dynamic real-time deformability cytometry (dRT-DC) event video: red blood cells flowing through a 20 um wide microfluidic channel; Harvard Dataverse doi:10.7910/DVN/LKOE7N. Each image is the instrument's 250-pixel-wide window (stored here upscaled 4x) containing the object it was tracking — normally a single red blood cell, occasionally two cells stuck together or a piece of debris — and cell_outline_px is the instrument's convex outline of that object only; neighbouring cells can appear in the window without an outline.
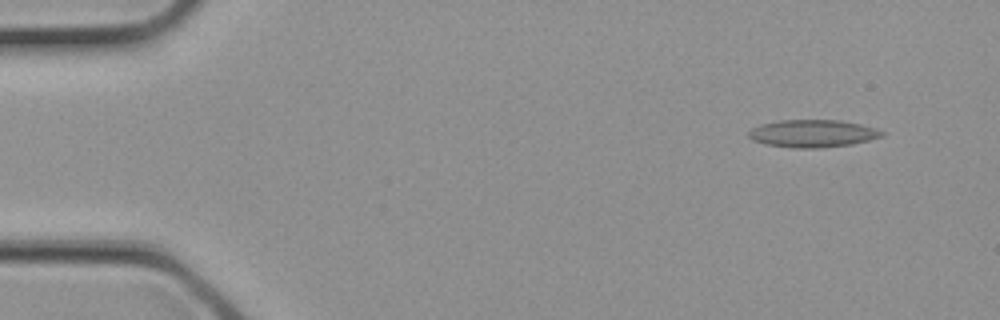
{"species": "common noctule bat (a hibernating species)", "species_latin": "Nyctalus noctula", "temperature_condition": "cold", "stored_images_in_passage": 2, "camera_frame_rate_fps": 3000, "um_per_image_px": 0.085, "animal": {"sex": "female", "body_mass_g": 21.9}, "frame": {"image": 1, "passage_image": 2, "time_ms": 0.333, "image_size_px": [1000, 320], "cell_outline_px": [[884, 136], [852, 144], [820, 148], [796, 148], [764, 144], [752, 140], [748, 136], [748, 132], [752, 128], [760, 124], [780, 120], [840, 120], [860, 124], [876, 128], [884, 132]], "centroid_in_image_um": [69.07, 11.34], "position_along_channel_um": 15.9, "area_um2": 21.44}}